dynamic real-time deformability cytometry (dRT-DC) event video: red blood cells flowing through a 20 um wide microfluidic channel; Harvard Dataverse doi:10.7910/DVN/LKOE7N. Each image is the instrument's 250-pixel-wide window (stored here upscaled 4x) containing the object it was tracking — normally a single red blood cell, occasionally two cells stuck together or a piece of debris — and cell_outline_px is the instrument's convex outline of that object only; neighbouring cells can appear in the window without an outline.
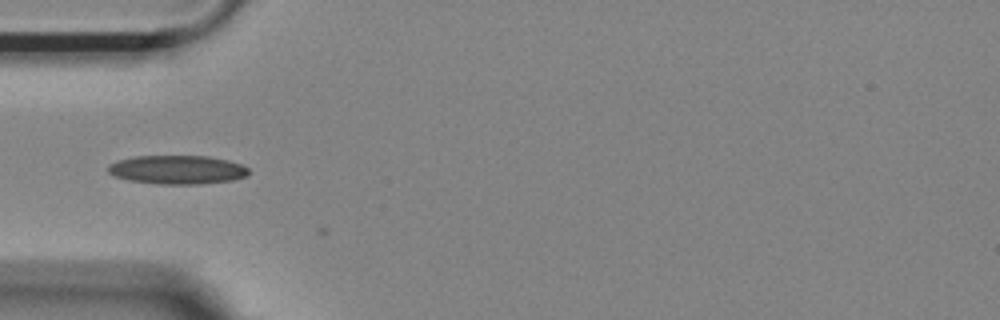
{"species": "Egyptian fruit bat (a non-hibernating species)", "species_latin": "Rousettus aegyptiacus", "temperature_condition": "room temperature", "stored_images_in_passage": 2, "camera_frame_rate_fps": 3000, "um_per_image_px": 0.085, "animal": {"sex": "female"}, "frame": {"image": 1, "passage_image": 1, "time_ms": 0.0, "image_size_px": [1000, 320], "cell_outline_px": [[248, 176], [232, 180], [200, 184], [160, 184], [128, 180], [116, 176], [108, 172], [108, 164], [116, 160], [132, 156], [208, 156], [228, 160], [240, 164], [248, 168]], "centroid_in_image_um": [15.05, 14.42], "position_along_channel_um": 69.9, "area_um2": 23.64}}